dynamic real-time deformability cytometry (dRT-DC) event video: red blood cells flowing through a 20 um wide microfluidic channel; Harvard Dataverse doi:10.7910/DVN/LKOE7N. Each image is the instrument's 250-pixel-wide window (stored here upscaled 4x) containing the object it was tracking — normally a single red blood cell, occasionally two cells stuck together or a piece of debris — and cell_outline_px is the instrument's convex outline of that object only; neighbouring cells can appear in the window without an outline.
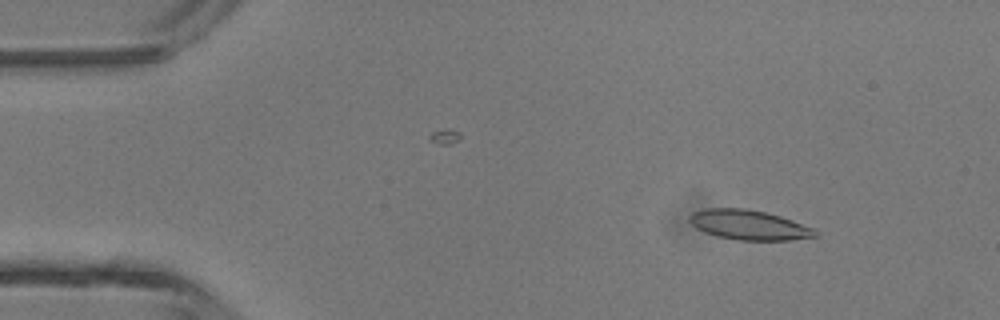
{"species": "common noctule bat (a hibernating species)", "species_latin": "Nyctalus noctula", "temperature_condition": "room temperature", "stored_images_in_passage": 3, "camera_frame_rate_fps": 3000, "um_per_image_px": 0.085, "animal": {"sex": "male", "body_mass_g": 13.3}, "frame": {"image": 1, "passage_image": 1, "time_ms": 0.0, "image_size_px": [1000, 320], "cell_outline_px": [[820, 236], [792, 240], [736, 240], [716, 236], [704, 232], [696, 228], [688, 220], [688, 216], [692, 212], [708, 208], [744, 208], [764, 212], [780, 216], [792, 220], [812, 228]], "centroid_in_image_um": [63.63, 19.12], "position_along_channel_um": 21.4, "area_um2": 21.85}}